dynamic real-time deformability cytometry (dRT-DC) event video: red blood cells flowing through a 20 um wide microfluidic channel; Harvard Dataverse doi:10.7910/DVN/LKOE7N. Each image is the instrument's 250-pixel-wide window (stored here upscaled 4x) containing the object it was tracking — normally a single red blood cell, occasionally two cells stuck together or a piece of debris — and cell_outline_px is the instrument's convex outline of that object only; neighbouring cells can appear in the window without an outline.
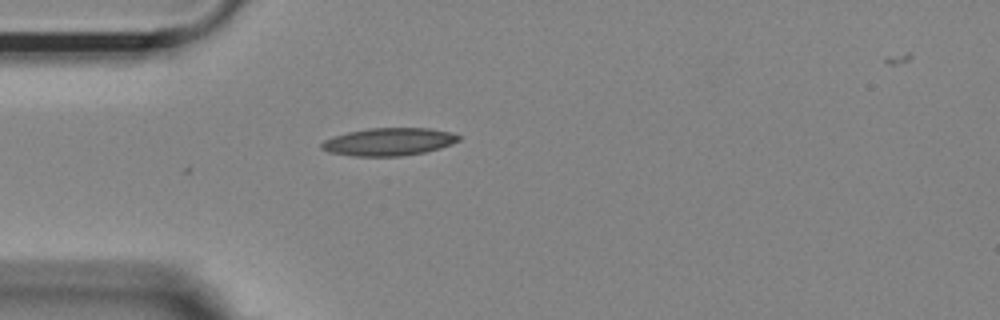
{"species": "Egyptian fruit bat (a non-hibernating species)", "species_latin": "Rousettus aegyptiacus", "temperature_condition": "room temperature", "stored_images_in_passage": 2, "camera_frame_rate_fps": 3000, "um_per_image_px": 0.085, "animal": {"sex": "female"}, "frame": {"image": 1, "passage_image": 2, "time_ms": 0.333, "image_size_px": [1000, 320], "cell_outline_px": [[460, 140], [452, 144], [440, 148], [424, 152], [400, 156], [352, 156], [328, 152], [320, 148], [320, 144], [324, 140], [332, 136], [348, 132], [368, 128], [428, 128], [452, 132], [460, 136]], "centroid_in_image_um": [33.03, 12.05], "position_along_channel_um": 52.0, "area_um2": 22.25}}